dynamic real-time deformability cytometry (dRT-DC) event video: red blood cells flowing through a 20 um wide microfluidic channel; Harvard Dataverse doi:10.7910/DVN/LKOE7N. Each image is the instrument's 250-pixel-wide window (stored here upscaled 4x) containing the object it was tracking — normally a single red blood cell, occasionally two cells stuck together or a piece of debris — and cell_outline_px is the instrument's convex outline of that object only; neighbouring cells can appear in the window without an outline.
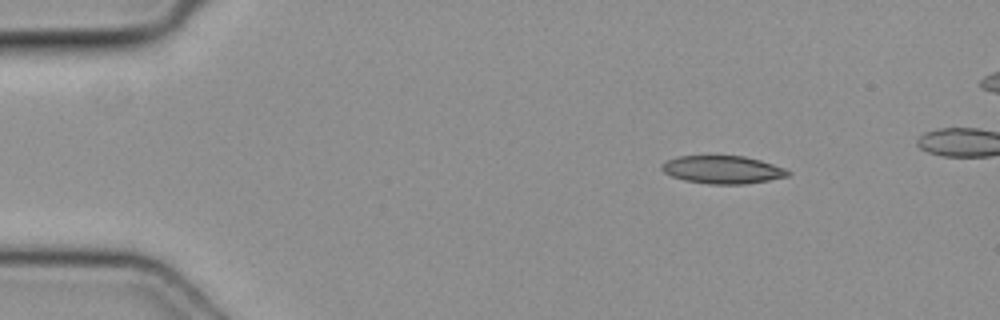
{"species": "common noctule bat (a hibernating species)", "species_latin": "Nyctalus noctula", "temperature_condition": "cold", "stored_images_in_passage": 40, "camera_frame_rate_fps": 3000, "um_per_image_px": 0.085, "animal": {"sex": "female", "body_mass_g": 19.3, "forearm_length_mm": 54.1}, "frame": {"image": 1, "passage_image": 1, "time_ms": 0.0, "image_size_px": [1000, 320], "cell_outline_px": [[792, 172], [788, 176], [768, 180], [744, 184], [708, 184], [684, 180], [672, 176], [664, 172], [660, 168], [660, 164], [676, 156], [744, 156], [760, 160], [784, 168]], "centroid_in_image_um": [61.4, 14.42], "position_along_channel_um": 23.6, "area_um2": 20.46}}
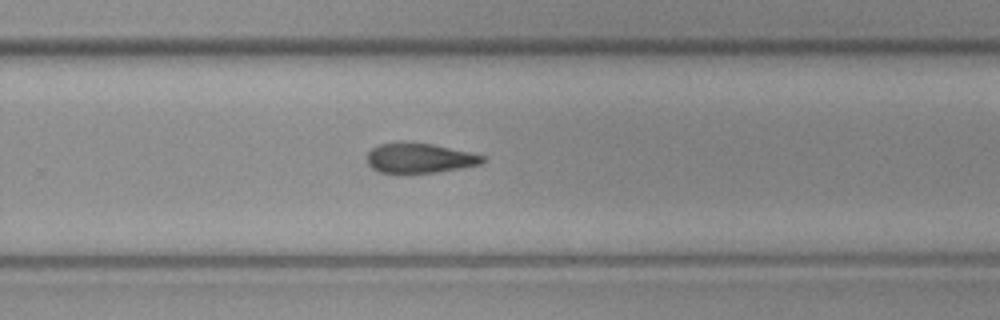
{"frame": {"image": 2, "passage_image": 26, "time_ms": 8.333, "image_size_px": [1000, 320], "cell_outline_px": [[484, 160], [480, 164], [460, 168], [436, 172], [380, 172], [372, 168], [368, 164], [368, 152], [372, 148], [380, 144], [432, 144], [468, 152], [484, 156]], "centroid_in_image_um": [35.67, 13.46], "position_along_channel_um": 294.1, "area_um2": 19.19}}
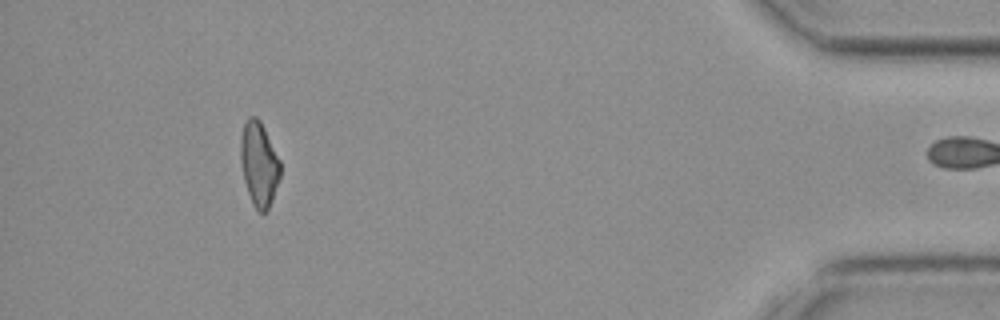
{"frame": {"image": 3, "passage_image": 39, "time_ms": 12.667, "image_size_px": [1000, 320], "cell_outline_px": [[280, 176], [272, 200], [268, 208], [264, 212], [260, 212], [252, 204], [244, 180], [240, 160], [240, 140], [244, 124], [248, 116], [256, 116], [260, 120], [280, 160]], "centroid_in_image_um": [22.0, 13.92], "position_along_channel_um": 413.2, "area_um2": 19.36}}